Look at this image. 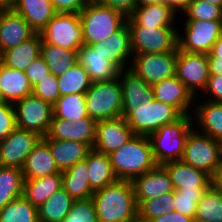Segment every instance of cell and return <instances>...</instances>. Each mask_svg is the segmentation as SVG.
Here are the masks:
<instances>
[{"instance_id": "11a10c76", "label": "cell", "mask_w": 222, "mask_h": 222, "mask_svg": "<svg viewBox=\"0 0 222 222\" xmlns=\"http://www.w3.org/2000/svg\"><path fill=\"white\" fill-rule=\"evenodd\" d=\"M211 185L222 194V162L211 177Z\"/></svg>"}, {"instance_id": "3957f363", "label": "cell", "mask_w": 222, "mask_h": 222, "mask_svg": "<svg viewBox=\"0 0 222 222\" xmlns=\"http://www.w3.org/2000/svg\"><path fill=\"white\" fill-rule=\"evenodd\" d=\"M84 45L105 41L125 23L126 17L104 5L91 0L80 12Z\"/></svg>"}, {"instance_id": "836d02e7", "label": "cell", "mask_w": 222, "mask_h": 222, "mask_svg": "<svg viewBox=\"0 0 222 222\" xmlns=\"http://www.w3.org/2000/svg\"><path fill=\"white\" fill-rule=\"evenodd\" d=\"M41 56L50 72L57 77L78 63L77 51H71L46 42L41 44Z\"/></svg>"}, {"instance_id": "e0dca14e", "label": "cell", "mask_w": 222, "mask_h": 222, "mask_svg": "<svg viewBox=\"0 0 222 222\" xmlns=\"http://www.w3.org/2000/svg\"><path fill=\"white\" fill-rule=\"evenodd\" d=\"M36 32L12 8L0 9V54L27 41Z\"/></svg>"}, {"instance_id": "8d00e7d4", "label": "cell", "mask_w": 222, "mask_h": 222, "mask_svg": "<svg viewBox=\"0 0 222 222\" xmlns=\"http://www.w3.org/2000/svg\"><path fill=\"white\" fill-rule=\"evenodd\" d=\"M194 222H222V194L212 185L197 203Z\"/></svg>"}, {"instance_id": "30bf717a", "label": "cell", "mask_w": 222, "mask_h": 222, "mask_svg": "<svg viewBox=\"0 0 222 222\" xmlns=\"http://www.w3.org/2000/svg\"><path fill=\"white\" fill-rule=\"evenodd\" d=\"M42 42L77 51L84 45L79 14L57 13L40 32Z\"/></svg>"}, {"instance_id": "94428289", "label": "cell", "mask_w": 222, "mask_h": 222, "mask_svg": "<svg viewBox=\"0 0 222 222\" xmlns=\"http://www.w3.org/2000/svg\"><path fill=\"white\" fill-rule=\"evenodd\" d=\"M3 101V91H2V88L0 86V102Z\"/></svg>"}, {"instance_id": "83f0119b", "label": "cell", "mask_w": 222, "mask_h": 222, "mask_svg": "<svg viewBox=\"0 0 222 222\" xmlns=\"http://www.w3.org/2000/svg\"><path fill=\"white\" fill-rule=\"evenodd\" d=\"M42 36L36 33L30 39L18 46L3 51L0 54V62L12 69L24 71L41 55Z\"/></svg>"}, {"instance_id": "f907efd6", "label": "cell", "mask_w": 222, "mask_h": 222, "mask_svg": "<svg viewBox=\"0 0 222 222\" xmlns=\"http://www.w3.org/2000/svg\"><path fill=\"white\" fill-rule=\"evenodd\" d=\"M91 0H51L53 7L57 13H76L79 12Z\"/></svg>"}, {"instance_id": "d6a6232c", "label": "cell", "mask_w": 222, "mask_h": 222, "mask_svg": "<svg viewBox=\"0 0 222 222\" xmlns=\"http://www.w3.org/2000/svg\"><path fill=\"white\" fill-rule=\"evenodd\" d=\"M62 188L75 199H89L93 195L88 180L87 160L79 161L69 169L62 171Z\"/></svg>"}, {"instance_id": "7a4b0ae2", "label": "cell", "mask_w": 222, "mask_h": 222, "mask_svg": "<svg viewBox=\"0 0 222 222\" xmlns=\"http://www.w3.org/2000/svg\"><path fill=\"white\" fill-rule=\"evenodd\" d=\"M109 156L118 180L132 181L157 166L149 136L134 135Z\"/></svg>"}, {"instance_id": "7dc6e473", "label": "cell", "mask_w": 222, "mask_h": 222, "mask_svg": "<svg viewBox=\"0 0 222 222\" xmlns=\"http://www.w3.org/2000/svg\"><path fill=\"white\" fill-rule=\"evenodd\" d=\"M201 95L202 96L197 97L195 100L222 103V76L209 75L207 86Z\"/></svg>"}, {"instance_id": "52a82bcc", "label": "cell", "mask_w": 222, "mask_h": 222, "mask_svg": "<svg viewBox=\"0 0 222 222\" xmlns=\"http://www.w3.org/2000/svg\"><path fill=\"white\" fill-rule=\"evenodd\" d=\"M181 161L212 177L222 162L220 141L193 128L186 138Z\"/></svg>"}, {"instance_id": "ab89813d", "label": "cell", "mask_w": 222, "mask_h": 222, "mask_svg": "<svg viewBox=\"0 0 222 222\" xmlns=\"http://www.w3.org/2000/svg\"><path fill=\"white\" fill-rule=\"evenodd\" d=\"M53 117L64 118L71 122L88 117L85 94L75 93L60 96L53 105Z\"/></svg>"}, {"instance_id": "1f68e13d", "label": "cell", "mask_w": 222, "mask_h": 222, "mask_svg": "<svg viewBox=\"0 0 222 222\" xmlns=\"http://www.w3.org/2000/svg\"><path fill=\"white\" fill-rule=\"evenodd\" d=\"M60 188H62L61 173L34 179L25 178L22 196L34 207L38 208Z\"/></svg>"}, {"instance_id": "91938a15", "label": "cell", "mask_w": 222, "mask_h": 222, "mask_svg": "<svg viewBox=\"0 0 222 222\" xmlns=\"http://www.w3.org/2000/svg\"><path fill=\"white\" fill-rule=\"evenodd\" d=\"M204 1L222 8V0H204Z\"/></svg>"}, {"instance_id": "d4e9b609", "label": "cell", "mask_w": 222, "mask_h": 222, "mask_svg": "<svg viewBox=\"0 0 222 222\" xmlns=\"http://www.w3.org/2000/svg\"><path fill=\"white\" fill-rule=\"evenodd\" d=\"M118 78L122 88L123 109H136L154 99L152 86L130 69L121 70Z\"/></svg>"}, {"instance_id": "b9f144b4", "label": "cell", "mask_w": 222, "mask_h": 222, "mask_svg": "<svg viewBox=\"0 0 222 222\" xmlns=\"http://www.w3.org/2000/svg\"><path fill=\"white\" fill-rule=\"evenodd\" d=\"M179 19L222 21V8L204 0H193Z\"/></svg>"}, {"instance_id": "4fadbf2b", "label": "cell", "mask_w": 222, "mask_h": 222, "mask_svg": "<svg viewBox=\"0 0 222 222\" xmlns=\"http://www.w3.org/2000/svg\"><path fill=\"white\" fill-rule=\"evenodd\" d=\"M176 76L195 98L201 96L209 78L207 54L189 53L178 49Z\"/></svg>"}, {"instance_id": "5bb4252c", "label": "cell", "mask_w": 222, "mask_h": 222, "mask_svg": "<svg viewBox=\"0 0 222 222\" xmlns=\"http://www.w3.org/2000/svg\"><path fill=\"white\" fill-rule=\"evenodd\" d=\"M41 138L35 132L16 128L0 141V166L22 169L27 156Z\"/></svg>"}, {"instance_id": "ac0fdd59", "label": "cell", "mask_w": 222, "mask_h": 222, "mask_svg": "<svg viewBox=\"0 0 222 222\" xmlns=\"http://www.w3.org/2000/svg\"><path fill=\"white\" fill-rule=\"evenodd\" d=\"M155 100L176 107L183 115H191L195 97L177 76L164 79L152 86Z\"/></svg>"}, {"instance_id": "db71d44e", "label": "cell", "mask_w": 222, "mask_h": 222, "mask_svg": "<svg viewBox=\"0 0 222 222\" xmlns=\"http://www.w3.org/2000/svg\"><path fill=\"white\" fill-rule=\"evenodd\" d=\"M193 0H167L166 5L171 7L178 16L181 15Z\"/></svg>"}, {"instance_id": "816d5d0a", "label": "cell", "mask_w": 222, "mask_h": 222, "mask_svg": "<svg viewBox=\"0 0 222 222\" xmlns=\"http://www.w3.org/2000/svg\"><path fill=\"white\" fill-rule=\"evenodd\" d=\"M148 222H194V219L173 210Z\"/></svg>"}, {"instance_id": "277c9868", "label": "cell", "mask_w": 222, "mask_h": 222, "mask_svg": "<svg viewBox=\"0 0 222 222\" xmlns=\"http://www.w3.org/2000/svg\"><path fill=\"white\" fill-rule=\"evenodd\" d=\"M192 129V115H184L176 122L163 125L149 136L157 165L181 160L186 138Z\"/></svg>"}, {"instance_id": "6f0895ef", "label": "cell", "mask_w": 222, "mask_h": 222, "mask_svg": "<svg viewBox=\"0 0 222 222\" xmlns=\"http://www.w3.org/2000/svg\"><path fill=\"white\" fill-rule=\"evenodd\" d=\"M167 0H138V6L165 3Z\"/></svg>"}, {"instance_id": "5b68a950", "label": "cell", "mask_w": 222, "mask_h": 222, "mask_svg": "<svg viewBox=\"0 0 222 222\" xmlns=\"http://www.w3.org/2000/svg\"><path fill=\"white\" fill-rule=\"evenodd\" d=\"M183 116L176 107L155 99L136 109H122V117L133 133L141 136H150L163 125L176 122Z\"/></svg>"}, {"instance_id": "cb8c5ba5", "label": "cell", "mask_w": 222, "mask_h": 222, "mask_svg": "<svg viewBox=\"0 0 222 222\" xmlns=\"http://www.w3.org/2000/svg\"><path fill=\"white\" fill-rule=\"evenodd\" d=\"M129 18L140 27L178 28V14L165 3L137 6Z\"/></svg>"}, {"instance_id": "9f6ffc18", "label": "cell", "mask_w": 222, "mask_h": 222, "mask_svg": "<svg viewBox=\"0 0 222 222\" xmlns=\"http://www.w3.org/2000/svg\"><path fill=\"white\" fill-rule=\"evenodd\" d=\"M207 57H222V38L219 37L217 41L212 46V49Z\"/></svg>"}, {"instance_id": "8fae6325", "label": "cell", "mask_w": 222, "mask_h": 222, "mask_svg": "<svg viewBox=\"0 0 222 222\" xmlns=\"http://www.w3.org/2000/svg\"><path fill=\"white\" fill-rule=\"evenodd\" d=\"M16 127L37 133L42 138L49 131L53 118V105L30 94L13 104Z\"/></svg>"}, {"instance_id": "f546056e", "label": "cell", "mask_w": 222, "mask_h": 222, "mask_svg": "<svg viewBox=\"0 0 222 222\" xmlns=\"http://www.w3.org/2000/svg\"><path fill=\"white\" fill-rule=\"evenodd\" d=\"M0 86L3 101L15 102L32 94V85L24 71L9 68L0 62Z\"/></svg>"}, {"instance_id": "be15d7a7", "label": "cell", "mask_w": 222, "mask_h": 222, "mask_svg": "<svg viewBox=\"0 0 222 222\" xmlns=\"http://www.w3.org/2000/svg\"><path fill=\"white\" fill-rule=\"evenodd\" d=\"M221 154H222V140H220Z\"/></svg>"}, {"instance_id": "484cf974", "label": "cell", "mask_w": 222, "mask_h": 222, "mask_svg": "<svg viewBox=\"0 0 222 222\" xmlns=\"http://www.w3.org/2000/svg\"><path fill=\"white\" fill-rule=\"evenodd\" d=\"M11 8L21 15L36 33H40L57 14L51 0H13Z\"/></svg>"}, {"instance_id": "9a60e30c", "label": "cell", "mask_w": 222, "mask_h": 222, "mask_svg": "<svg viewBox=\"0 0 222 222\" xmlns=\"http://www.w3.org/2000/svg\"><path fill=\"white\" fill-rule=\"evenodd\" d=\"M96 121L89 116L76 121L53 117L43 139L74 140L87 144L91 149L95 142Z\"/></svg>"}, {"instance_id": "7402d4cb", "label": "cell", "mask_w": 222, "mask_h": 222, "mask_svg": "<svg viewBox=\"0 0 222 222\" xmlns=\"http://www.w3.org/2000/svg\"><path fill=\"white\" fill-rule=\"evenodd\" d=\"M191 115L196 131L214 140H222V103L195 100Z\"/></svg>"}, {"instance_id": "4dcf8cb0", "label": "cell", "mask_w": 222, "mask_h": 222, "mask_svg": "<svg viewBox=\"0 0 222 222\" xmlns=\"http://www.w3.org/2000/svg\"><path fill=\"white\" fill-rule=\"evenodd\" d=\"M86 160L89 185L93 192L118 180L113 171L109 155L92 148L88 152Z\"/></svg>"}, {"instance_id": "e575fe53", "label": "cell", "mask_w": 222, "mask_h": 222, "mask_svg": "<svg viewBox=\"0 0 222 222\" xmlns=\"http://www.w3.org/2000/svg\"><path fill=\"white\" fill-rule=\"evenodd\" d=\"M74 200L63 188L58 189L38 207L39 222H61Z\"/></svg>"}, {"instance_id": "ee69618b", "label": "cell", "mask_w": 222, "mask_h": 222, "mask_svg": "<svg viewBox=\"0 0 222 222\" xmlns=\"http://www.w3.org/2000/svg\"><path fill=\"white\" fill-rule=\"evenodd\" d=\"M206 190L184 191V189L175 190L174 210L194 219L196 207Z\"/></svg>"}, {"instance_id": "680465c9", "label": "cell", "mask_w": 222, "mask_h": 222, "mask_svg": "<svg viewBox=\"0 0 222 222\" xmlns=\"http://www.w3.org/2000/svg\"><path fill=\"white\" fill-rule=\"evenodd\" d=\"M13 0H0V9L11 8Z\"/></svg>"}, {"instance_id": "7bdbcfd3", "label": "cell", "mask_w": 222, "mask_h": 222, "mask_svg": "<svg viewBox=\"0 0 222 222\" xmlns=\"http://www.w3.org/2000/svg\"><path fill=\"white\" fill-rule=\"evenodd\" d=\"M61 222H98L92 199L74 200L70 211Z\"/></svg>"}, {"instance_id": "6125c7cd", "label": "cell", "mask_w": 222, "mask_h": 222, "mask_svg": "<svg viewBox=\"0 0 222 222\" xmlns=\"http://www.w3.org/2000/svg\"><path fill=\"white\" fill-rule=\"evenodd\" d=\"M220 37L222 38V21H221V27H220Z\"/></svg>"}, {"instance_id": "f5cc1de1", "label": "cell", "mask_w": 222, "mask_h": 222, "mask_svg": "<svg viewBox=\"0 0 222 222\" xmlns=\"http://www.w3.org/2000/svg\"><path fill=\"white\" fill-rule=\"evenodd\" d=\"M209 75L222 76V57H207Z\"/></svg>"}, {"instance_id": "60d3db41", "label": "cell", "mask_w": 222, "mask_h": 222, "mask_svg": "<svg viewBox=\"0 0 222 222\" xmlns=\"http://www.w3.org/2000/svg\"><path fill=\"white\" fill-rule=\"evenodd\" d=\"M0 222H39L38 208L22 196L0 209Z\"/></svg>"}, {"instance_id": "2e32d148", "label": "cell", "mask_w": 222, "mask_h": 222, "mask_svg": "<svg viewBox=\"0 0 222 222\" xmlns=\"http://www.w3.org/2000/svg\"><path fill=\"white\" fill-rule=\"evenodd\" d=\"M134 135L123 117L97 121L93 149L109 155Z\"/></svg>"}, {"instance_id": "681fc988", "label": "cell", "mask_w": 222, "mask_h": 222, "mask_svg": "<svg viewBox=\"0 0 222 222\" xmlns=\"http://www.w3.org/2000/svg\"><path fill=\"white\" fill-rule=\"evenodd\" d=\"M101 5L110 7L128 18L138 6V0H93Z\"/></svg>"}, {"instance_id": "d6986e66", "label": "cell", "mask_w": 222, "mask_h": 222, "mask_svg": "<svg viewBox=\"0 0 222 222\" xmlns=\"http://www.w3.org/2000/svg\"><path fill=\"white\" fill-rule=\"evenodd\" d=\"M78 62L86 70L92 82L118 78L121 71L113 62L105 58L97 44L83 45L78 50Z\"/></svg>"}, {"instance_id": "f1b7e54d", "label": "cell", "mask_w": 222, "mask_h": 222, "mask_svg": "<svg viewBox=\"0 0 222 222\" xmlns=\"http://www.w3.org/2000/svg\"><path fill=\"white\" fill-rule=\"evenodd\" d=\"M55 159L58 169L62 172L86 159L91 148L74 140L44 139Z\"/></svg>"}, {"instance_id": "d590c367", "label": "cell", "mask_w": 222, "mask_h": 222, "mask_svg": "<svg viewBox=\"0 0 222 222\" xmlns=\"http://www.w3.org/2000/svg\"><path fill=\"white\" fill-rule=\"evenodd\" d=\"M24 179L22 169L0 166V209L22 197Z\"/></svg>"}, {"instance_id": "ba28073f", "label": "cell", "mask_w": 222, "mask_h": 222, "mask_svg": "<svg viewBox=\"0 0 222 222\" xmlns=\"http://www.w3.org/2000/svg\"><path fill=\"white\" fill-rule=\"evenodd\" d=\"M178 22L177 40L178 49L181 51L209 54L220 37L221 21L178 20Z\"/></svg>"}, {"instance_id": "8992f818", "label": "cell", "mask_w": 222, "mask_h": 222, "mask_svg": "<svg viewBox=\"0 0 222 222\" xmlns=\"http://www.w3.org/2000/svg\"><path fill=\"white\" fill-rule=\"evenodd\" d=\"M88 116L97 121L122 117L123 100L119 78L92 82L85 93Z\"/></svg>"}, {"instance_id": "ffe728a7", "label": "cell", "mask_w": 222, "mask_h": 222, "mask_svg": "<svg viewBox=\"0 0 222 222\" xmlns=\"http://www.w3.org/2000/svg\"><path fill=\"white\" fill-rule=\"evenodd\" d=\"M131 183L137 205L143 200L174 191L170 176L162 165L134 178Z\"/></svg>"}, {"instance_id": "f6af8a7d", "label": "cell", "mask_w": 222, "mask_h": 222, "mask_svg": "<svg viewBox=\"0 0 222 222\" xmlns=\"http://www.w3.org/2000/svg\"><path fill=\"white\" fill-rule=\"evenodd\" d=\"M32 94L54 105L61 96L57 76L50 73L32 87Z\"/></svg>"}, {"instance_id": "4316f807", "label": "cell", "mask_w": 222, "mask_h": 222, "mask_svg": "<svg viewBox=\"0 0 222 222\" xmlns=\"http://www.w3.org/2000/svg\"><path fill=\"white\" fill-rule=\"evenodd\" d=\"M24 178H41L54 173H62L53 158L47 142L41 138L27 156L22 168Z\"/></svg>"}, {"instance_id": "c3c4849f", "label": "cell", "mask_w": 222, "mask_h": 222, "mask_svg": "<svg viewBox=\"0 0 222 222\" xmlns=\"http://www.w3.org/2000/svg\"><path fill=\"white\" fill-rule=\"evenodd\" d=\"M50 73V69L41 55L25 70V74L32 87L40 83V80L48 76Z\"/></svg>"}, {"instance_id": "74e56055", "label": "cell", "mask_w": 222, "mask_h": 222, "mask_svg": "<svg viewBox=\"0 0 222 222\" xmlns=\"http://www.w3.org/2000/svg\"><path fill=\"white\" fill-rule=\"evenodd\" d=\"M57 79L61 96L75 93L85 94L92 85L88 73L79 62Z\"/></svg>"}, {"instance_id": "9c48e42d", "label": "cell", "mask_w": 222, "mask_h": 222, "mask_svg": "<svg viewBox=\"0 0 222 222\" xmlns=\"http://www.w3.org/2000/svg\"><path fill=\"white\" fill-rule=\"evenodd\" d=\"M126 23L131 32L133 54L172 52L178 47V28L140 27L129 17Z\"/></svg>"}, {"instance_id": "bcb514c9", "label": "cell", "mask_w": 222, "mask_h": 222, "mask_svg": "<svg viewBox=\"0 0 222 222\" xmlns=\"http://www.w3.org/2000/svg\"><path fill=\"white\" fill-rule=\"evenodd\" d=\"M15 109L12 103L0 102V141L16 129Z\"/></svg>"}, {"instance_id": "603a6c76", "label": "cell", "mask_w": 222, "mask_h": 222, "mask_svg": "<svg viewBox=\"0 0 222 222\" xmlns=\"http://www.w3.org/2000/svg\"><path fill=\"white\" fill-rule=\"evenodd\" d=\"M168 172L174 190H206L211 185V177L204 171L179 161L162 165Z\"/></svg>"}, {"instance_id": "f35d334b", "label": "cell", "mask_w": 222, "mask_h": 222, "mask_svg": "<svg viewBox=\"0 0 222 222\" xmlns=\"http://www.w3.org/2000/svg\"><path fill=\"white\" fill-rule=\"evenodd\" d=\"M175 206V190L143 200L138 205V221L148 222L173 211Z\"/></svg>"}, {"instance_id": "7c38bea8", "label": "cell", "mask_w": 222, "mask_h": 222, "mask_svg": "<svg viewBox=\"0 0 222 222\" xmlns=\"http://www.w3.org/2000/svg\"><path fill=\"white\" fill-rule=\"evenodd\" d=\"M178 47L172 52L133 54L130 70L143 81L154 84L176 75Z\"/></svg>"}, {"instance_id": "6da1fadb", "label": "cell", "mask_w": 222, "mask_h": 222, "mask_svg": "<svg viewBox=\"0 0 222 222\" xmlns=\"http://www.w3.org/2000/svg\"><path fill=\"white\" fill-rule=\"evenodd\" d=\"M98 222H137L138 208L131 181L117 180L91 197Z\"/></svg>"}, {"instance_id": "44dd1931", "label": "cell", "mask_w": 222, "mask_h": 222, "mask_svg": "<svg viewBox=\"0 0 222 222\" xmlns=\"http://www.w3.org/2000/svg\"><path fill=\"white\" fill-rule=\"evenodd\" d=\"M97 45L105 58L113 62L120 70L130 68L133 52L131 32L127 23L105 41L98 42Z\"/></svg>"}]
</instances>
